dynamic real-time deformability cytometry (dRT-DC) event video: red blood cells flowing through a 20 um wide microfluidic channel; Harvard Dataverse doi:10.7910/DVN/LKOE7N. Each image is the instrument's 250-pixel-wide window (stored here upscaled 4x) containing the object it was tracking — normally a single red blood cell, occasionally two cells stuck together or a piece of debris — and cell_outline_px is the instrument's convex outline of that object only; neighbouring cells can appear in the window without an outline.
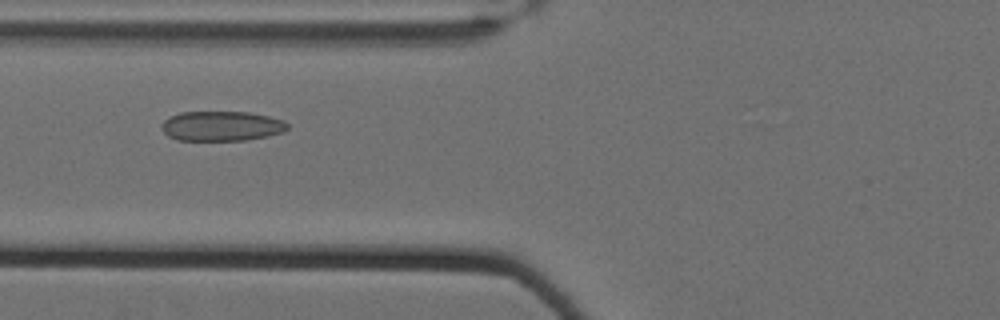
{"species": "Egyptian fruit bat (a non-hibernating species)", "species_latin": "Rousettus aegyptiacus", "temperature_condition": "cold", "stored_images_in_passage": 55, "camera_frame_rate_fps": 3000, "um_per_image_px": 0.085, "animal": {"sex": "female"}, "frame": {"image": 1, "passage_image": 21, "time_ms": 6.667, "image_size_px": [1000, 320], "cell_outline_px": [[288, 128], [284, 132], [248, 140], [176, 140], [168, 136], [160, 128], [160, 124], [168, 116], [180, 112], [248, 112], [268, 116], [284, 120], [288, 124]], "centroid_in_image_um": [18.8, 10.71], "position_along_channel_um": 107.0, "area_um2": 22.08}}
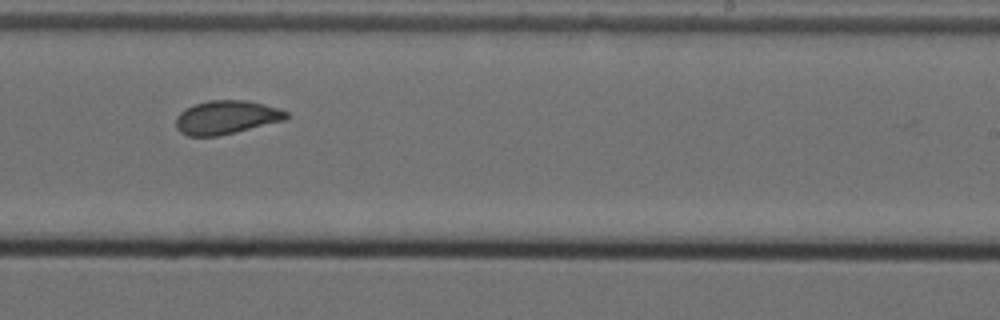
{"frame": {"image": 2, "passage_image": 35, "time_ms": 11.333, "image_size_px": [1000, 320], "cell_outline_px": [[288, 116], [284, 120], [236, 132], [216, 136], [188, 136], [180, 132], [176, 128], [176, 116], [184, 108], [208, 100], [244, 100], [264, 104], [288, 112]], "centroid_in_image_um": [19.19, 9.97], "position_along_channel_um": 269.8, "area_um2": 21.5}}
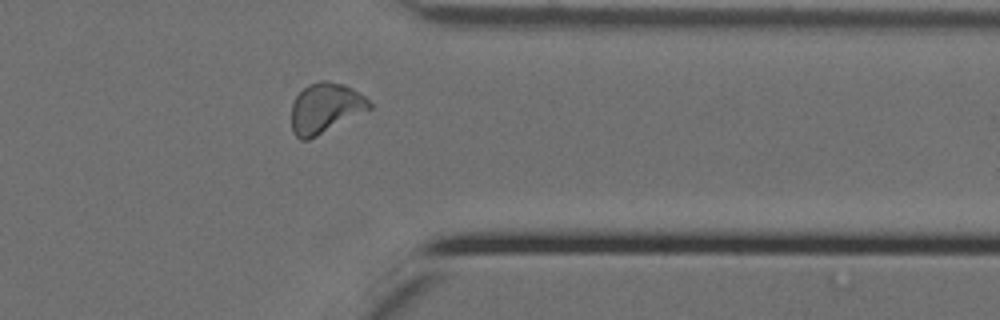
{"frame": {"image": 3, "passage_image": 45, "time_ms": 14.667, "image_size_px": [1000, 320], "cell_outline_px": [[372, 108], [308, 140], [300, 140], [292, 132], [292, 104], [296, 96], [308, 84], [320, 80], [328, 80], [344, 84], [352, 88], [364, 96], [372, 104]], "centroid_in_image_um": [27.64, 9.17], "position_along_channel_um": 383.8, "area_um2": 22.66}, "authors_computed_cell_mechanics": {"area_um2": 22.0796, "velocity_mm_per_s": 3.4771, "shape_relaxation_time_tau1_ms": 9.4568, "shape_relaxation_time_tau2_ms": 1.3161, "deformation_change_tau1": 0.1487, "deformation_change_tau2": 0.0769}}